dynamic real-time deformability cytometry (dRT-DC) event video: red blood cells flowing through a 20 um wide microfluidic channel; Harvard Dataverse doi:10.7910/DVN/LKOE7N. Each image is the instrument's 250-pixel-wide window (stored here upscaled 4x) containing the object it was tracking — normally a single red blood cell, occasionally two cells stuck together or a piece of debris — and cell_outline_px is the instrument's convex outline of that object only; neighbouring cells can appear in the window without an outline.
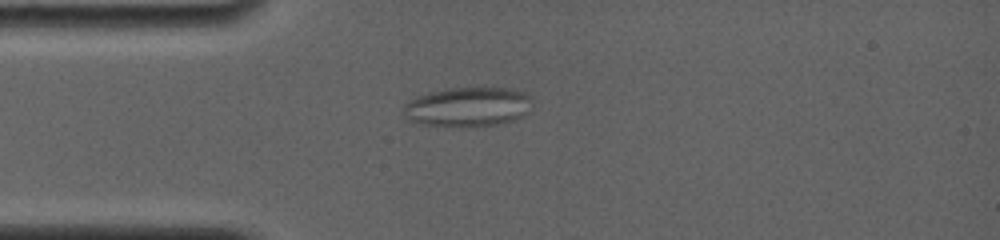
{"species": "common noctule bat (a hibernating species)", "species_latin": "Nyctalus noctula", "temperature_condition": "room temperature", "stored_images_in_passage": 60, "camera_frame_rate_fps": 4000, "um_per_image_px": 0.085, "animal": {"sex": "female", "body_mass_g": 19.0, "forearm_length_mm": 56.7}, "frame": {"image": 1, "passage_image": 17, "time_ms": 4.25, "image_size_px": [1000, 240], "cell_outline_px": [[532, 108], [528, 112], [512, 120], [500, 124], [424, 124], [408, 120], [400, 108], [404, 104], [416, 96], [432, 92], [452, 88], [508, 88], [524, 92], [532, 96]], "centroid_in_image_um": [39.79, 9.04], "position_along_channel_um": 45.2, "area_um2": 28.9}}
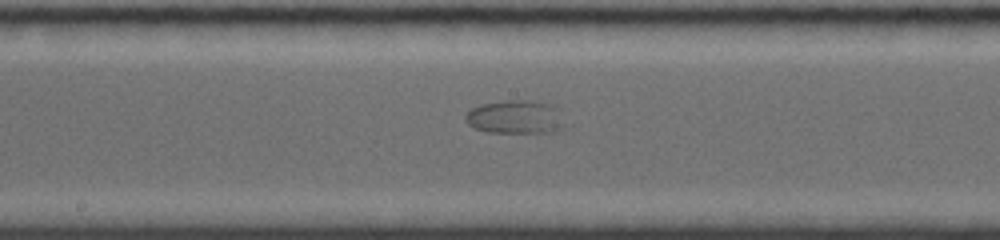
{"frame": {"image": 2, "passage_image": 35, "time_ms": 9.0, "image_size_px": [1000, 240], "cell_outline_px": [[572, 124], [568, 128], [552, 132], [488, 132], [476, 128], [468, 124], [464, 120], [464, 116], [472, 108], [480, 104], [504, 100], [528, 100], [552, 104], [560, 108]], "centroid_in_image_um": [43.98, 9.94], "position_along_channel_um": 204.2, "area_um2": 20.29}}
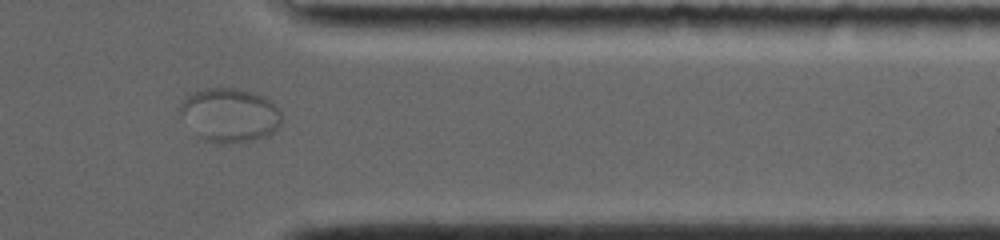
{"frame": {"image": 3, "passage_image": 54, "time_ms": 14.25, "image_size_px": [1000, 240], "cell_outline_px": [[280, 124], [272, 132], [252, 140], [208, 140], [176, 108], [188, 92], [204, 88], [236, 88], [264, 96], [272, 100], [280, 108]], "centroid_in_image_um": [19.56, 9.66], "position_along_channel_um": 391.8, "area_um2": 30.52}}